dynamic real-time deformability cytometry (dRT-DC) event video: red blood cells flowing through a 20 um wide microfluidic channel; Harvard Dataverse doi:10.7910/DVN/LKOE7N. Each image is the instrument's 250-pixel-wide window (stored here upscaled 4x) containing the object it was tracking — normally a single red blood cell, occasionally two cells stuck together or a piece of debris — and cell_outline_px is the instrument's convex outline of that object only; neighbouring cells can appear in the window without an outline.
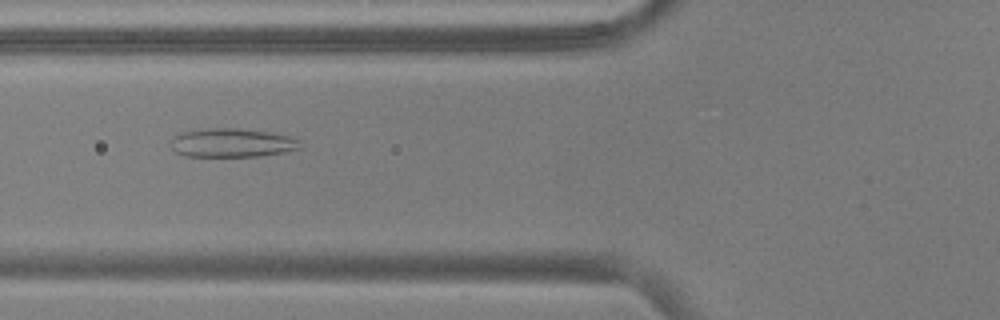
{"species": "common noctule bat (a hibernating species)", "species_latin": "Nyctalus noctula", "temperature_condition": "warm", "stored_images_in_passage": 54, "camera_frame_rate_fps": 3000, "um_per_image_px": 0.085, "animal": {"sex": "male", "body_mass_g": 17.9, "forearm_length_mm": 54.2}, "frame": {"image": 1, "passage_image": 21, "time_ms": 6.667, "image_size_px": [1000, 320], "cell_outline_px": [[300, 148], [284, 152], [260, 156], [184, 156], [176, 152], [172, 148], [172, 140], [180, 132], [208, 128], [240, 128], [268, 132], [288, 136], [300, 140]], "centroid_in_image_um": [19.72, 12.14], "position_along_channel_um": 106.1, "area_um2": 21.56}}
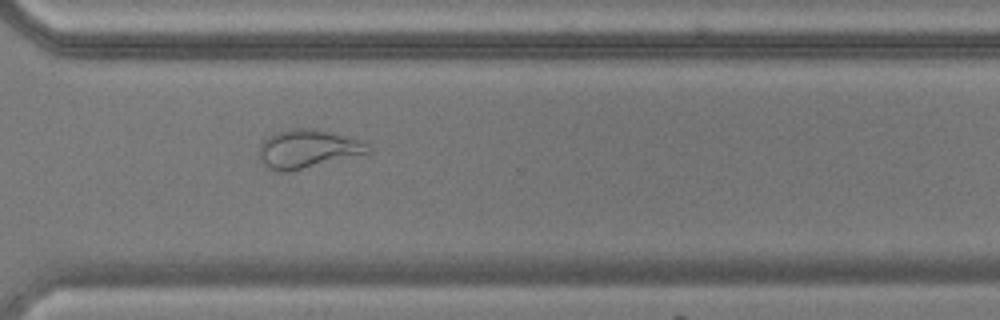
{"frame": {"image": 2, "passage_image": 40, "time_ms": 13.0, "image_size_px": [1000, 320], "cell_outline_px": [[372, 152], [284, 172], [268, 168], [260, 160], [260, 144], [268, 136], [276, 132], [288, 128], [308, 128], [328, 132], [360, 140], [368, 144], [372, 148]], "centroid_in_image_um": [26.14, 12.64], "position_along_channel_um": 344.5, "area_um2": 23.87}}
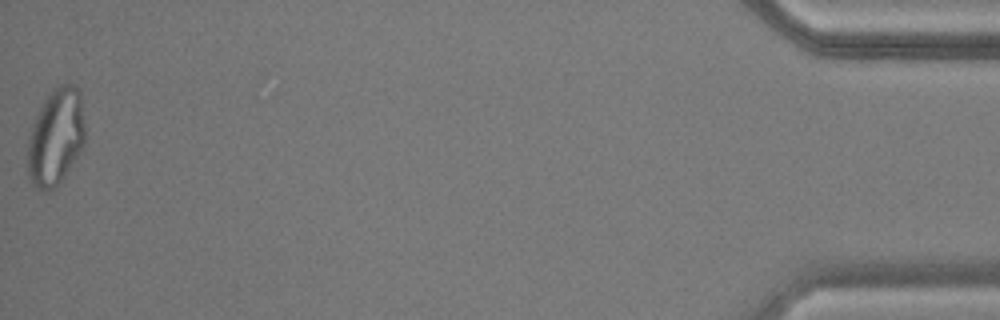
{"frame": {"image": 3, "passage_image": 54, "time_ms": 17.667, "image_size_px": [1000, 320], "cell_outline_px": [[84, 144], [64, 176], [56, 188], [48, 192], [44, 192], [36, 188], [32, 184], [28, 176], [28, 140], [32, 124], [44, 100], [60, 84], [76, 84], [80, 92], [84, 124]], "centroid_in_image_um": [4.73, 11.68], "position_along_channel_um": 430.5, "area_um2": 32.19}, "authors_computed_cell_mechanics": {"area_um2": 27.8018, "velocity_mm_per_s": 3.7601, "shape_relaxation_time_tau1_ms": null, "shape_relaxation_time_tau2_ms": 1.5425, "deformation_change_tau1": null, "deformation_change_tau2": 0.1103}}